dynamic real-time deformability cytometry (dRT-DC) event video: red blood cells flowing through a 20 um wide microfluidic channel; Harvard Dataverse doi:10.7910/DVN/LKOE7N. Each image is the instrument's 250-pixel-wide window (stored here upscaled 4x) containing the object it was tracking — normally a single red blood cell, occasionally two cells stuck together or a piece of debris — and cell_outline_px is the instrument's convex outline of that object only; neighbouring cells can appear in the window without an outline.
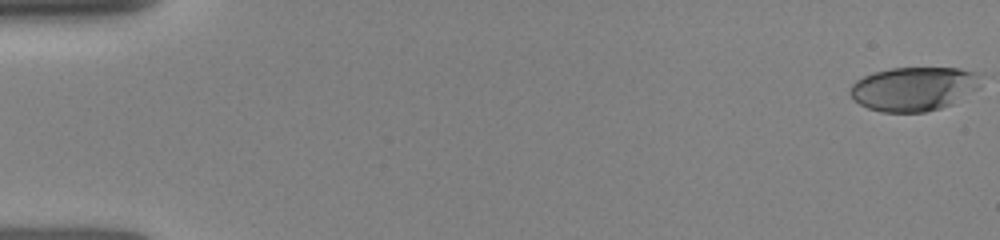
{"species": "human", "species_latin": "Homo sapiens", "temperature_condition": "room temperature", "stored_images_in_passage": 35, "camera_frame_rate_fps": 3000, "um_per_image_px": 0.085, "donor": {"sex": "female"}, "frame": {"image": 1, "passage_image": 1, "time_ms": 0.0, "image_size_px": [1000, 240], "cell_outline_px": [[984, 76], [976, 88], [952, 104], [940, 108], [924, 112], [880, 112], [868, 108], [860, 104], [848, 92], [848, 88], [856, 80], [864, 76], [876, 72], [892, 68], [960, 68], [976, 72]], "centroid_in_image_um": [77.66, 7.54], "position_along_channel_um": 7.3, "area_um2": 33.41}}
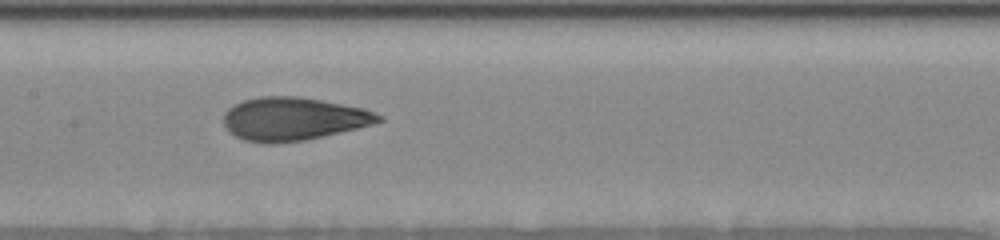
{"frame": {"image": 2, "passage_image": 18, "time_ms": 8.0, "image_size_px": [1000, 240], "cell_outline_px": [[384, 120], [372, 124], [356, 128], [304, 140], [272, 144], [264, 144], [244, 140], [228, 132], [224, 124], [224, 112], [228, 108], [244, 100], [260, 96], [296, 96], [320, 100], [364, 108], [384, 116]], "centroid_in_image_um": [24.9, 10.11], "position_along_channel_um": 182.5, "area_um2": 38.84}}
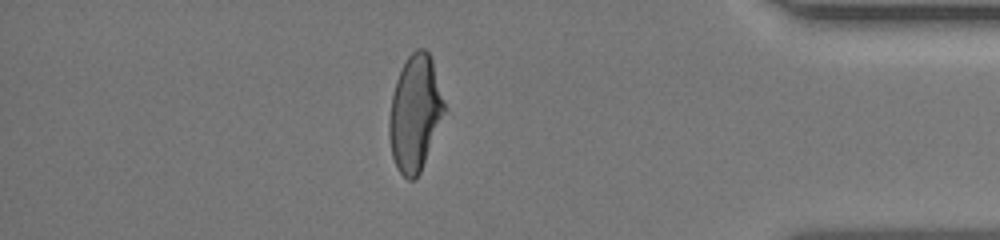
{"frame": {"image": 3, "passage_image": 31, "time_ms": 14.0, "image_size_px": [1000, 240], "cell_outline_px": [[444, 112], [420, 172], [416, 180], [408, 180], [396, 168], [392, 156], [388, 136], [388, 120], [392, 96], [396, 80], [408, 56], [416, 48], [424, 48], [428, 52], [432, 60], [444, 104]], "centroid_in_image_um": [35.23, 9.64], "position_along_channel_um": 400.0, "area_um2": 36.59}}